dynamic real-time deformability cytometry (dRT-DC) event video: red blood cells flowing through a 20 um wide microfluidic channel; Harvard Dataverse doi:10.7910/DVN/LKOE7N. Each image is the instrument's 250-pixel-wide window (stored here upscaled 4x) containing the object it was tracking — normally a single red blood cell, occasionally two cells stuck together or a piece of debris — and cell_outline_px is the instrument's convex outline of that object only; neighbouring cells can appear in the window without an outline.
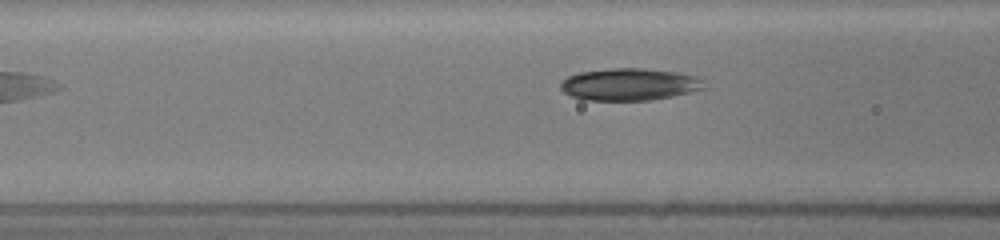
{"species": "common noctule bat (a hibernating species)", "species_latin": "Nyctalus noctula", "temperature_condition": "room temperature", "stored_images_in_passage": 5, "segment_of_instrument_passage": [2, 2], "camera_frame_rate_fps": 3000, "um_per_image_px": 0.085, "animal": {"sex": "female", "body_mass_g": 19.5, "forearm_length_mm": 54.1}, "frame": {"image": 1, "passage_image": 5, "time_ms": 2.667, "image_size_px": [1000, 240], "cell_outline_px": [[704, 88], [672, 96], [652, 100], [584, 100], [572, 96], [564, 92], [560, 88], [560, 84], [568, 76], [576, 72], [612, 68], [644, 68], [676, 72], [696, 76], [700, 80]], "centroid_in_image_um": [53.44, 7.16], "position_along_channel_um": 113.2, "area_um2": 26.7}}